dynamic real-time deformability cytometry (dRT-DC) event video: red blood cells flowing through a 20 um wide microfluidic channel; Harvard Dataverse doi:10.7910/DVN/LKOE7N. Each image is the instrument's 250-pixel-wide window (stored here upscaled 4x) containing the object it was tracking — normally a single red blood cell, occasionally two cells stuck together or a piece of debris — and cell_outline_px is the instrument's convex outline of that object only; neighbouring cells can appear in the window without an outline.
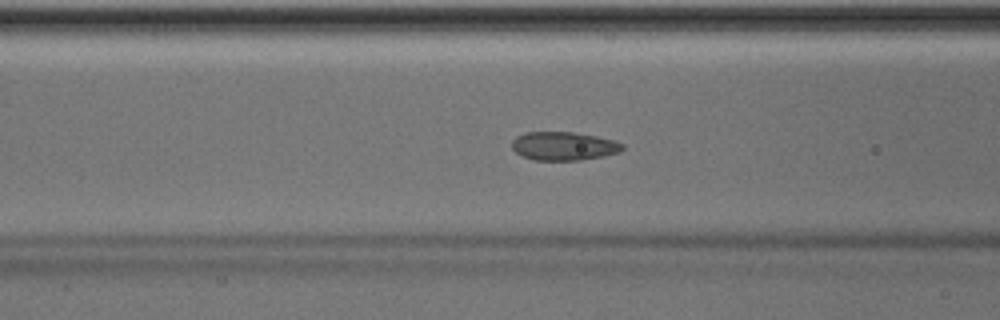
{"species": "Egyptian fruit bat (a non-hibernating species)", "species_latin": "Rousettus aegyptiacus", "temperature_condition": "room temperature", "stored_images_in_passage": 50, "camera_frame_rate_fps": 3000, "um_per_image_px": 0.085, "animal": {"sex": "male"}, "frame": {"image": 1, "passage_image": 20, "time_ms": 6.333, "image_size_px": [1000, 320], "cell_outline_px": [[624, 148], [620, 152], [604, 156], [580, 160], [536, 160], [524, 156], [516, 152], [512, 148], [512, 140], [516, 136], [524, 132], [572, 132], [596, 136], [612, 140], [624, 144]], "centroid_in_image_um": [47.92, 12.41], "position_along_channel_um": 118.7, "area_um2": 18.32}}
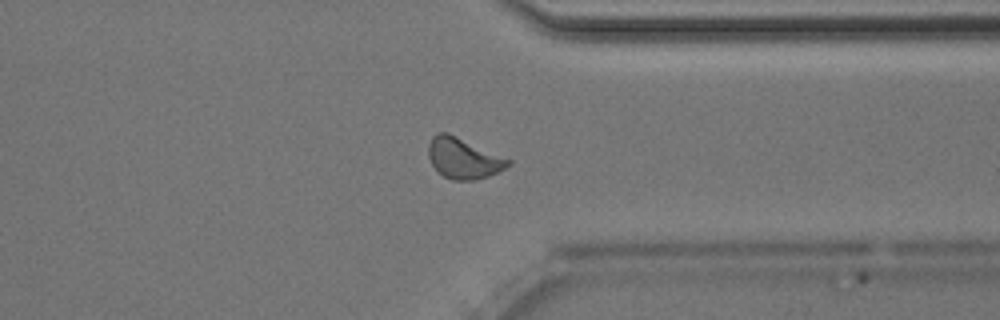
{"frame": {"image": 2, "passage_image": 39, "time_ms": 12.667, "image_size_px": [1000, 320], "cell_outline_px": [[512, 164], [488, 176], [476, 180], [452, 180], [444, 176], [432, 164], [428, 156], [428, 144], [432, 136], [436, 132], [448, 132], [512, 160]], "centroid_in_image_um": [39.38, 13.43], "position_along_channel_um": 372.0, "area_um2": 18.9}}
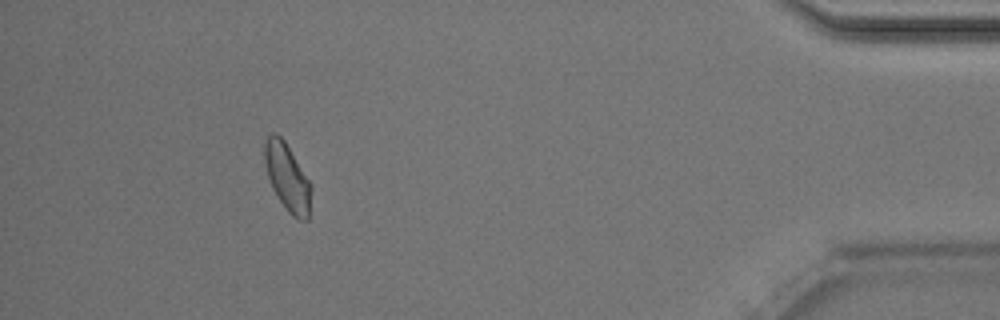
{"frame": {"image": 3, "passage_image": 46, "time_ms": 15.0, "image_size_px": [1000, 320], "cell_outline_px": [[312, 188], [308, 220], [300, 220], [292, 216], [288, 212], [272, 188], [264, 164], [264, 140], [272, 132], [276, 132], [284, 140], [308, 180]], "centroid_in_image_um": [24.4, 15.07], "position_along_channel_um": 410.8, "area_um2": 18.09}, "authors_computed_cell_mechanics": {"area_um2": 18.3226, "velocity_mm_per_s": 4.0305, "shape_relaxation_time_tau1_ms": 7.6674, "shape_relaxation_time_tau2_ms": 1.4904, "deformation_change_tau1": 0.1039, "deformation_change_tau2": 0.045}}